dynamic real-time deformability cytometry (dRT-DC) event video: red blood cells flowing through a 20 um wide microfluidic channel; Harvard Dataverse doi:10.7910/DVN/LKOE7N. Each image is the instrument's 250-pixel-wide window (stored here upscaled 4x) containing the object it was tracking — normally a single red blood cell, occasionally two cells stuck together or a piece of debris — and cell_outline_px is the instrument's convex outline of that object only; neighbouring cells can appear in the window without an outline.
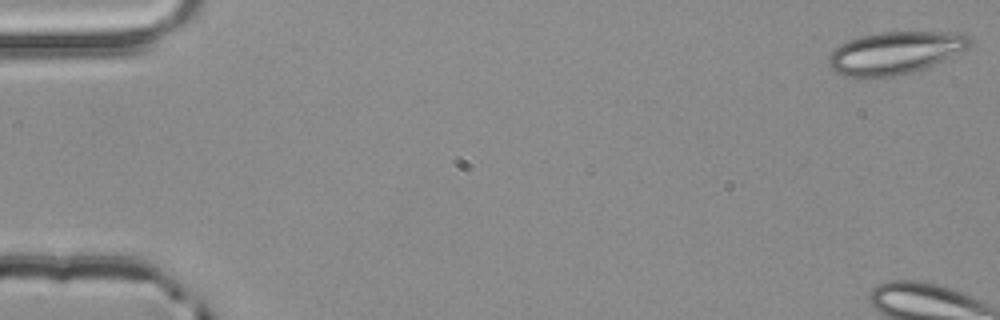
{"species": "common noctule bat (a hibernating species)", "species_latin": "Nyctalus noctula", "temperature_condition": "room temperature", "stored_images_in_passage": 6, "camera_frame_rate_fps": 3000, "um_per_image_px": 0.085, "animal": {"sex": "male", "body_mass_g": 20.4}, "frame": {"image": 1, "passage_image": 1, "time_ms": 0.0, "image_size_px": [1000, 320], "cell_outline_px": [[972, 40], [968, 48], [924, 68], [912, 72], [896, 76], [868, 80], [856, 80], [832, 72], [828, 64], [828, 56], [840, 44], [848, 40], [860, 36], [880, 32], [964, 32]], "centroid_in_image_um": [76.0, 4.53], "position_along_channel_um": 9.0, "area_um2": 35.72}}